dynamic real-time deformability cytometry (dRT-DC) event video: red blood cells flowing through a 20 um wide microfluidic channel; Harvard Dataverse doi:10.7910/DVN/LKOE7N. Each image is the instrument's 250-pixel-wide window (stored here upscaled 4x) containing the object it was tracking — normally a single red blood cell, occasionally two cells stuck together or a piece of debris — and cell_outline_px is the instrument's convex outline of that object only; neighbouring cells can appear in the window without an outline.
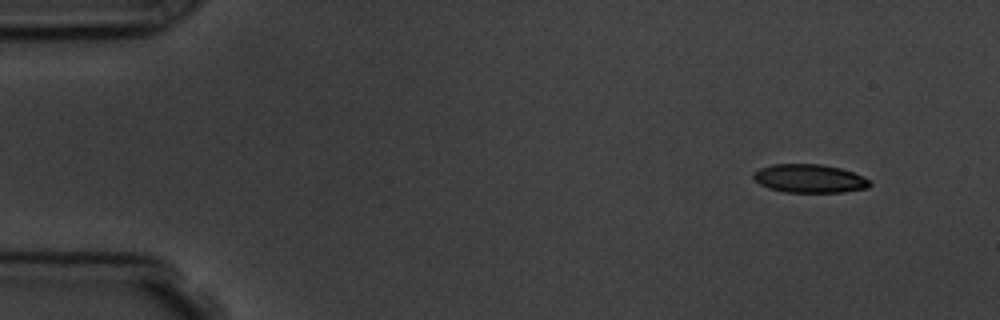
{"species": "common noctule bat (a hibernating species)", "species_latin": "Nyctalus noctula", "temperature_condition": "room temperature", "stored_images_in_passage": 4, "camera_frame_rate_fps": 3000, "um_per_image_px": 0.085, "animal": {"sex": "male", "body_mass_g": 19.5, "forearm_length_mm": 54.6}, "frame": {"image": 1, "passage_image": 1, "time_ms": 0.0, "image_size_px": [1000, 320], "cell_outline_px": [[872, 184], [868, 188], [844, 192], [784, 192], [768, 188], [760, 184], [752, 176], [752, 172], [760, 168], [772, 164], [820, 164], [840, 168], [852, 172], [872, 180]], "centroid_in_image_um": [68.82, 15.18], "position_along_channel_um": 16.2, "area_um2": 19.42}}
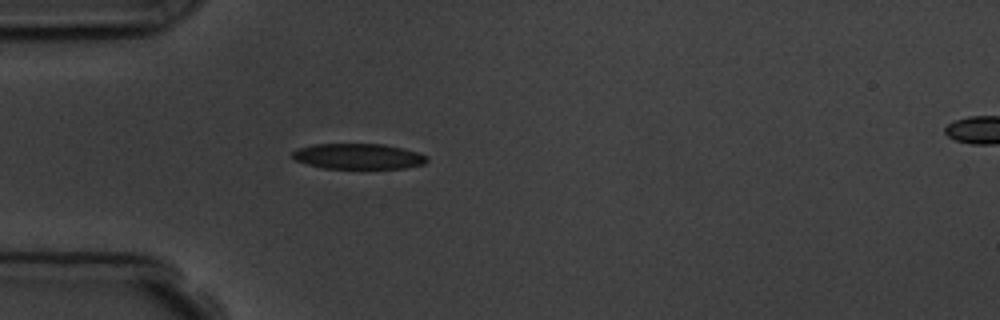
{"frame": {"image": 2, "passage_image": 4, "time_ms": 3.667, "image_size_px": [1000, 320], "cell_outline_px": [[428, 160], [424, 164], [404, 168], [324, 168], [308, 164], [296, 160], [292, 156], [292, 152], [296, 148], [312, 144], [384, 144], [404, 148], [428, 156]], "centroid_in_image_um": [30.46, 13.28], "position_along_channel_um": 54.5, "area_um2": 20.0}}